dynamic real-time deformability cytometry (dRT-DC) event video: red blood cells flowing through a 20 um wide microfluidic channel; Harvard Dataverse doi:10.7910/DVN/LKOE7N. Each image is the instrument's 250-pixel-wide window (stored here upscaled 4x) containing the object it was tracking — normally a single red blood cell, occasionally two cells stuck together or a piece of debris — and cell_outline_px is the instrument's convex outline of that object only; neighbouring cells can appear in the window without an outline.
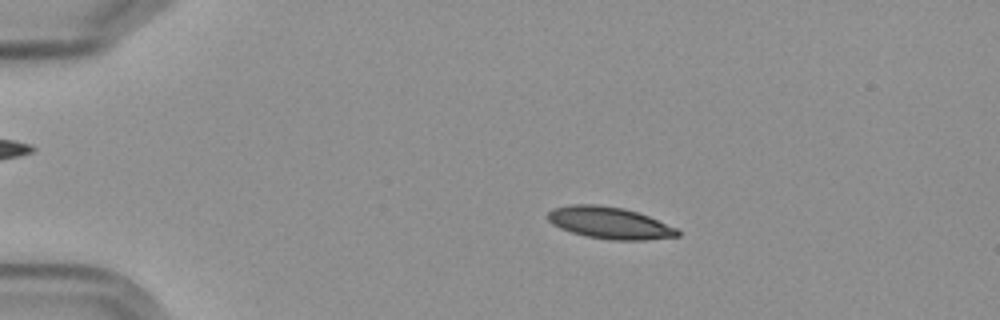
{"species": "Egyptian fruit bat (a non-hibernating species)", "species_latin": "Rousettus aegyptiacus", "temperature_condition": "cold", "stored_images_in_passage": 50, "camera_frame_rate_fps": 3000, "um_per_image_px": 0.085, "frame": {"image": 1, "passage_image": 5, "time_ms": 1.333, "image_size_px": [1000, 320], "cell_outline_px": [[680, 236], [644, 240], [612, 240], [584, 236], [560, 228], [552, 224], [548, 220], [548, 212], [552, 208], [572, 204], [596, 204], [624, 208], [648, 216], [676, 228], [680, 232]], "centroid_in_image_um": [51.79, 18.94], "position_along_channel_um": 33.2, "area_um2": 24.04}}
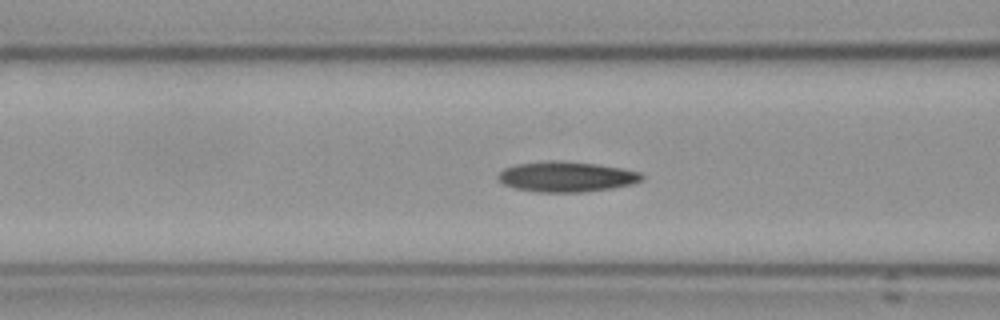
{"frame": {"image": 2, "passage_image": 17, "time_ms": 5.333, "image_size_px": [1000, 320], "cell_outline_px": [[644, 176], [640, 180], [632, 184], [612, 188], [580, 192], [536, 192], [516, 188], [504, 184], [496, 176], [504, 168], [516, 164], [552, 160], [556, 160], [596, 164], [620, 168], [640, 172]], "centroid_in_image_um": [48.12, 15.02], "position_along_channel_um": 118.5, "area_um2": 25.2}}
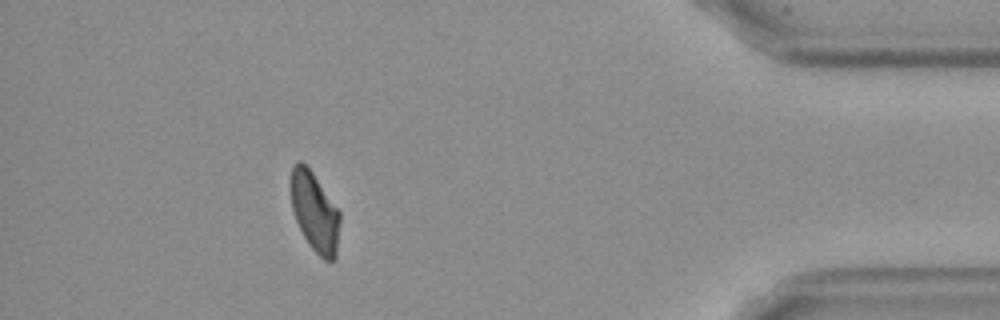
{"frame": {"image": 3, "passage_image": 45, "time_ms": 14.667, "image_size_px": [1000, 320], "cell_outline_px": [[340, 220], [336, 256], [332, 260], [324, 260], [308, 244], [296, 220], [292, 208], [292, 168], [296, 160], [300, 160], [312, 172], [340, 212]], "centroid_in_image_um": [26.77, 18.03], "position_along_channel_um": 408.4, "area_um2": 22.2}, "authors_computed_cell_mechanics": {"area_um2": 24.3627, "velocity_mm_per_s": 3.5859, "shape_relaxation_time_tau1_ms": 8.8949, "shape_relaxation_time_tau2_ms": 3.5442, "deformation_change_tau1": 0.2005, "deformation_change_tau2": 0.0831}}